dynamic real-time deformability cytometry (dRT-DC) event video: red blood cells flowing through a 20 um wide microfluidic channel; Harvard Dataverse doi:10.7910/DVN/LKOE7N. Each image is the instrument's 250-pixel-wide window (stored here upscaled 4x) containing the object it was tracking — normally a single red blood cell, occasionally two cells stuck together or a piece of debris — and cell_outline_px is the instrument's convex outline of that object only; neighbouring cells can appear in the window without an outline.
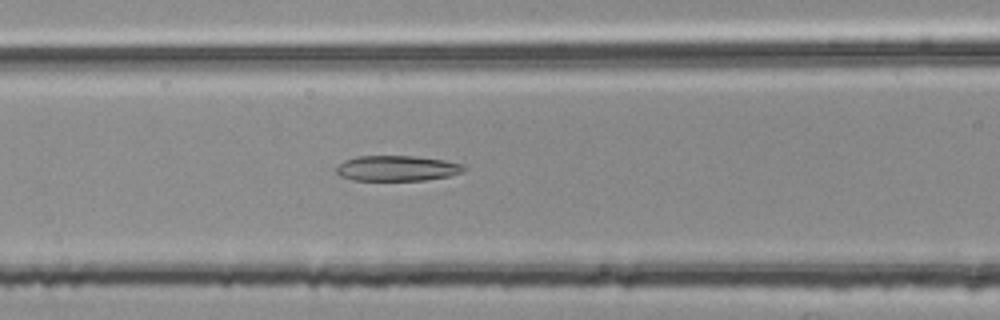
{"species": "common noctule bat (a hibernating species)", "species_latin": "Nyctalus noctula", "temperature_condition": "room temperature", "stored_images_in_passage": 31, "camera_frame_rate_fps": 3000, "um_per_image_px": 0.085, "animal": {"sex": "female", "body_mass_g": 25.1}, "frame": {"image": 1, "passage_image": 9, "time_ms": 2.667, "image_size_px": [1000, 320], "cell_outline_px": [[468, 168], [464, 172], [448, 176], [424, 180], [352, 180], [340, 176], [336, 172], [336, 168], [344, 160], [356, 156], [416, 156], [444, 160], [464, 164]], "centroid_in_image_um": [33.78, 14.3], "position_along_channel_um": 132.8, "area_um2": 19.02}}
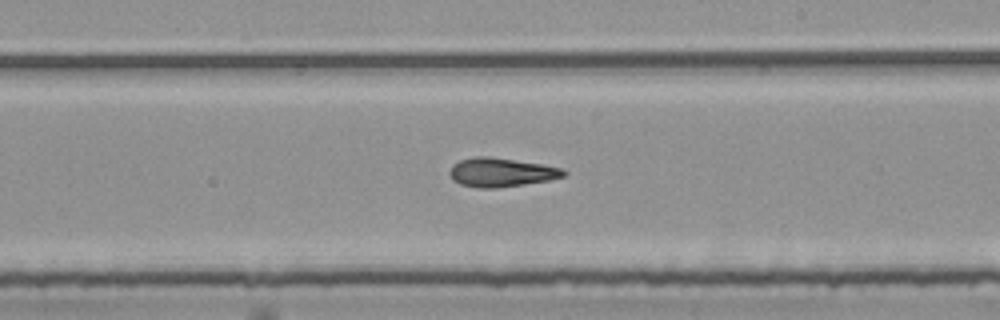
{"frame": {"image": 2, "passage_image": 18, "time_ms": 5.667, "image_size_px": [1000, 320], "cell_outline_px": [[568, 172], [564, 176], [548, 180], [496, 188], [480, 188], [460, 184], [452, 180], [448, 172], [452, 164], [460, 160], [472, 156], [488, 156], [540, 164], [560, 168]], "centroid_in_image_um": [42.53, 14.64], "position_along_channel_um": 246.5, "area_um2": 19.07}}
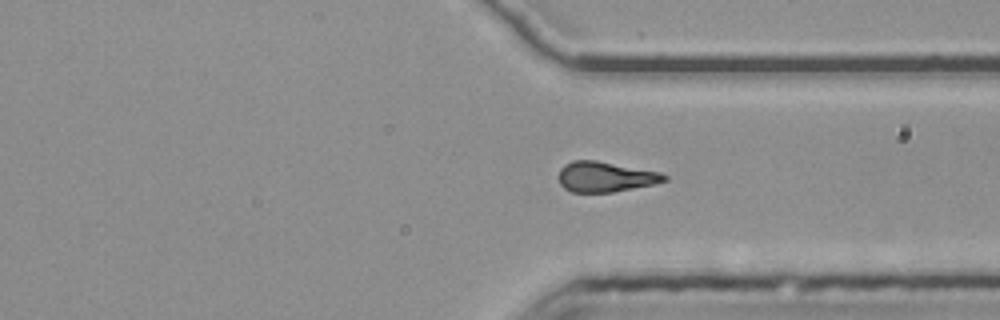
{"frame": {"image": 3, "passage_image": 27, "time_ms": 8.667, "image_size_px": [1000, 320], "cell_outline_px": [[668, 180], [652, 184], [612, 192], [572, 192], [564, 188], [560, 184], [560, 168], [564, 164], [572, 160], [596, 160], [660, 172], [668, 176]], "centroid_in_image_um": [51.44, 15.02], "position_along_channel_um": 360.0, "area_um2": 18.5}}